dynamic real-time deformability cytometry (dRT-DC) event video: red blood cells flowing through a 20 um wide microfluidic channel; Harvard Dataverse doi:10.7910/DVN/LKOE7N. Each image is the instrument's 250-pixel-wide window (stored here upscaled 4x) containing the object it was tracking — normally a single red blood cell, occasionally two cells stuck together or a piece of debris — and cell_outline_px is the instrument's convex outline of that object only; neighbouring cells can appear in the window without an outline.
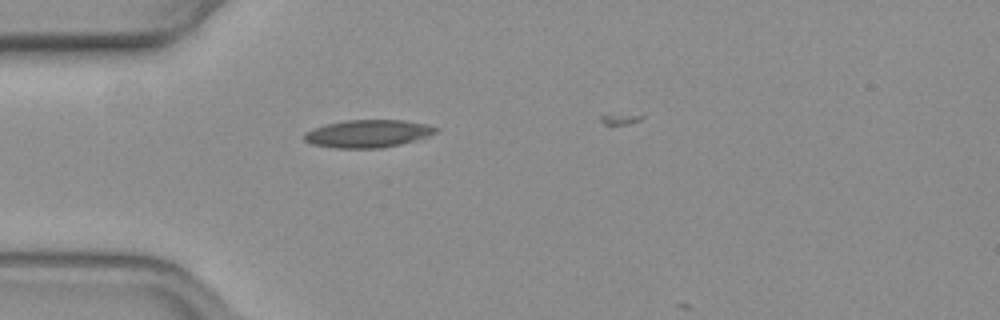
{"species": "common noctule bat (a hibernating species)", "species_latin": "Nyctalus noctula", "temperature_condition": "warm", "stored_images_in_passage": 14, "camera_frame_rate_fps": 3000, "um_per_image_px": 0.085, "animal": {"sex": "female", "body_mass_g": 19.3, "forearm_length_mm": 54.1}, "frame": {"image": 1, "passage_image": 13, "time_ms": 4.0, "image_size_px": [1000, 320], "cell_outline_px": [[440, 128], [436, 132], [424, 140], [380, 148], [336, 148], [312, 144], [304, 140], [304, 132], [328, 124], [348, 120], [404, 120], [424, 124]], "centroid_in_image_um": [31.35, 11.37], "position_along_channel_um": 53.6, "area_um2": 21.33}}